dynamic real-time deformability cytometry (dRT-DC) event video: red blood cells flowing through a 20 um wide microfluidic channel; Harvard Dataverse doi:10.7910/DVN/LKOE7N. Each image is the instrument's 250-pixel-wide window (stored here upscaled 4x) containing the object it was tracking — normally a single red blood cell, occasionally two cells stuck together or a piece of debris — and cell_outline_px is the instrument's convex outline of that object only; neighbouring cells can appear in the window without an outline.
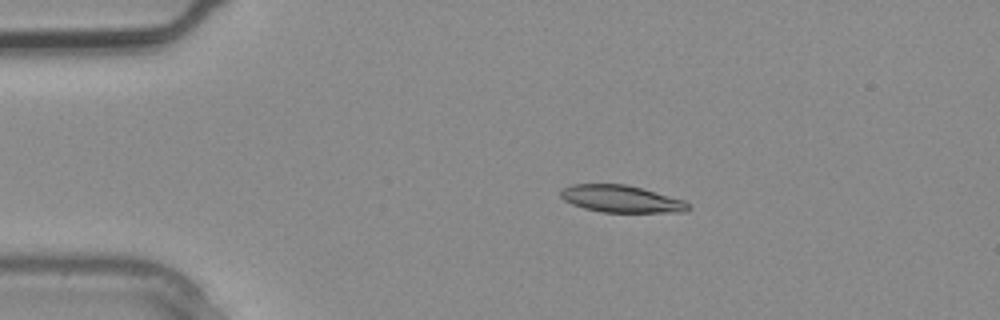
{"species": "common noctule bat (a hibernating species)", "species_latin": "Nyctalus noctula", "temperature_condition": "warm", "stored_images_in_passage": 3, "camera_frame_rate_fps": 3000, "um_per_image_px": 0.085, "animal": {"sex": "male", "body_mass_g": 20.4}, "frame": {"image": 1, "passage_image": 1, "time_ms": 0.0, "image_size_px": [1000, 320], "cell_outline_px": [[692, 208], [684, 212], [600, 212], [584, 208], [572, 204], [564, 200], [560, 196], [560, 192], [564, 188], [572, 184], [624, 184], [640, 188], [684, 200]], "centroid_in_image_um": [52.79, 16.91], "position_along_channel_um": 32.2, "area_um2": 20.0}}